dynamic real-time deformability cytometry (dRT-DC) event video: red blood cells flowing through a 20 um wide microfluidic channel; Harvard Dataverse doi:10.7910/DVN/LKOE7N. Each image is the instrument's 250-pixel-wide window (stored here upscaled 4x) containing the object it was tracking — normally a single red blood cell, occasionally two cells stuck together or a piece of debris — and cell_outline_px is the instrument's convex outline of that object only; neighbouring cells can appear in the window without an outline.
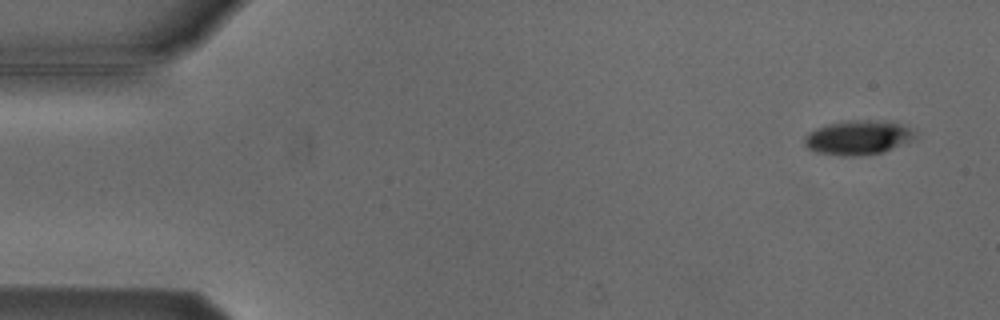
{"species": "Egyptian fruit bat (a non-hibernating species)", "species_latin": "Rousettus aegyptiacus", "temperature_condition": "cold", "stored_images_in_passage": 7, "camera_frame_rate_fps": 3000, "um_per_image_px": 0.085, "animal": {"sex": "male"}, "frame": {"image": 1, "passage_image": 1, "time_ms": 0.0, "image_size_px": [1000, 320], "cell_outline_px": [[916, 136], [884, 152], [864, 156], [840, 156], [816, 152], [808, 148], [804, 144], [804, 136], [808, 132], [816, 128], [840, 120], [884, 120], [900, 124], [916, 132]], "centroid_in_image_um": [72.87, 11.69], "position_along_channel_um": 12.1, "area_um2": 22.25}}
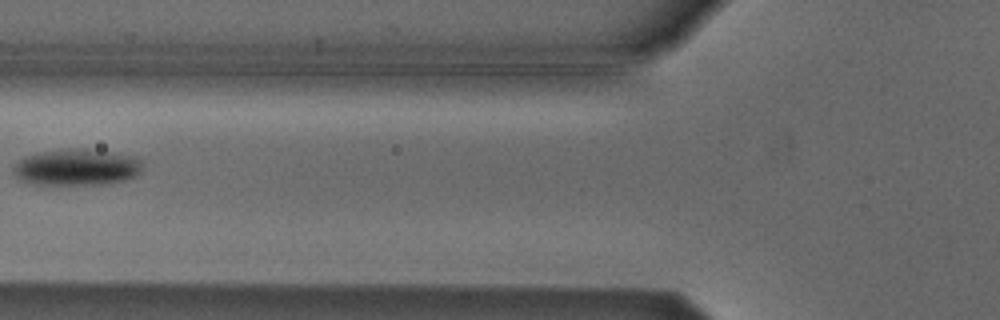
{"frame": {"image": 2, "passage_image": 6, "time_ms": 6.0, "image_size_px": [1000, 320], "cell_outline_px": [[144, 160], [140, 172], [136, 176], [124, 180], [108, 184], [36, 184], [20, 180], [12, 172], [12, 168], [24, 156], [36, 152], [68, 148], [88, 148], [136, 156]], "centroid_in_image_um": [6.55, 14.19], "position_along_channel_um": 119.3, "area_um2": 27.92}}
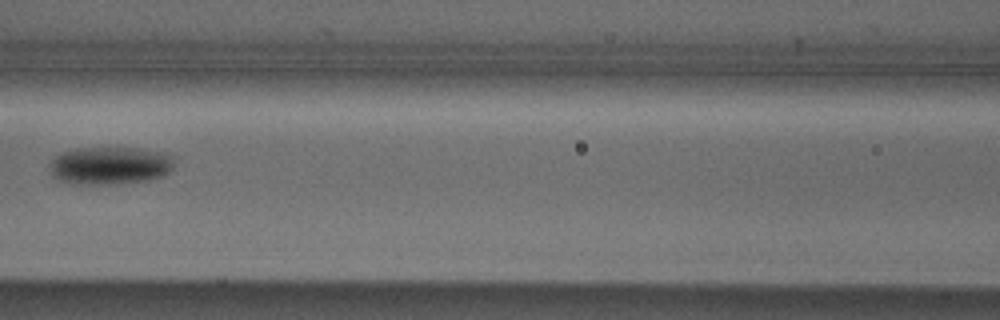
{"frame": {"image": 3, "passage_image": 7, "time_ms": 7.0, "image_size_px": [1000, 320], "cell_outline_px": [[176, 156], [172, 168], [164, 176], [148, 180], [120, 184], [68, 184], [56, 180], [52, 176], [52, 160], [60, 152], [76, 148], [140, 148], [168, 152]], "centroid_in_image_um": [9.4, 14.07], "position_along_channel_um": 157.2, "area_um2": 28.03}}